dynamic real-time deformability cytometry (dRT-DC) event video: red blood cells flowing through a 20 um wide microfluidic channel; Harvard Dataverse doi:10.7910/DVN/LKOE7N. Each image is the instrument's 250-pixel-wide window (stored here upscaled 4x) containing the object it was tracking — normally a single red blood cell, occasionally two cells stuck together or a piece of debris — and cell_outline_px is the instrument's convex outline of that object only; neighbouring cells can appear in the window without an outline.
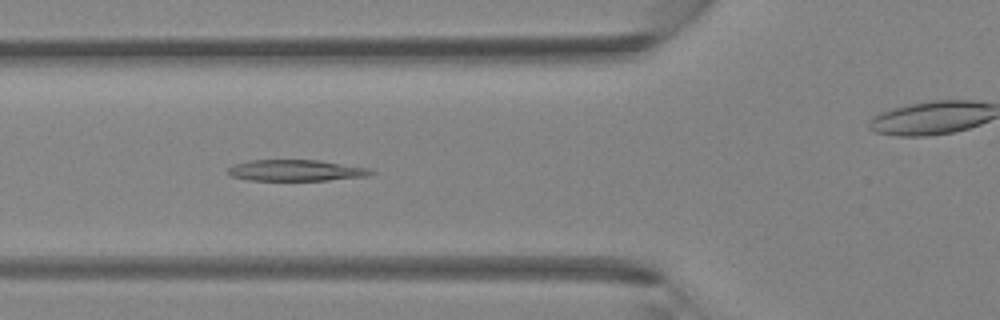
{"species": "Egyptian fruit bat (a non-hibernating species)", "species_latin": "Rousettus aegyptiacus", "temperature_condition": "room temperature", "stored_images_in_passage": 44, "camera_frame_rate_fps": 3000, "um_per_image_px": 0.085, "animal": {"sex": "female"}, "frame": {"image": 1, "passage_image": 15, "time_ms": 4.667, "image_size_px": [1000, 320], "cell_outline_px": [[376, 172], [368, 176], [328, 180], [248, 180], [228, 176], [228, 168], [232, 164], [248, 160], [320, 160], [368, 168]], "centroid_in_image_um": [25.11, 14.48], "position_along_channel_um": 100.7, "area_um2": 17.8}}
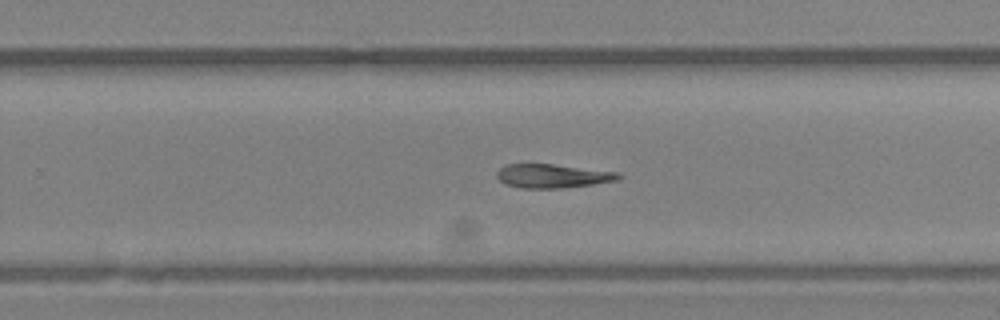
{"frame": {"image": 2, "passage_image": 27, "time_ms": 8.667, "image_size_px": [1000, 320], "cell_outline_px": [[624, 176], [616, 180], [592, 184], [564, 188], [520, 188], [504, 184], [496, 176], [496, 172], [504, 164], [552, 164], [620, 172]], "centroid_in_image_um": [46.96, 14.95], "position_along_channel_um": 282.8, "area_um2": 16.99}}
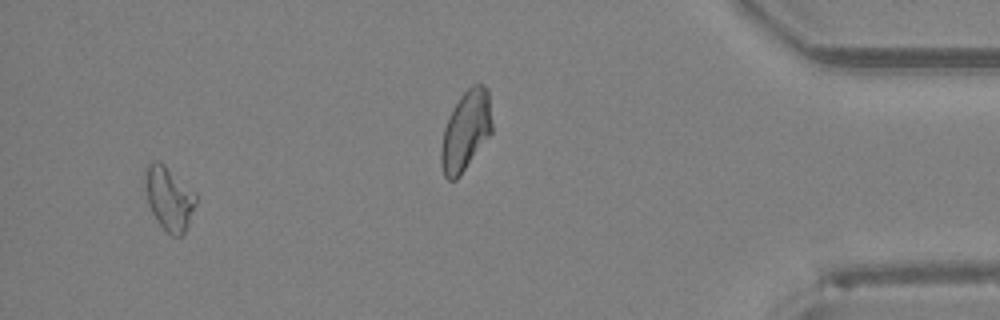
{"frame": {"image": 3, "passage_image": 41, "time_ms": 13.333, "image_size_px": [1000, 320], "cell_outline_px": [[196, 204], [188, 224], [184, 232], [180, 236], [172, 236], [156, 220], [148, 204], [144, 188], [144, 168], [152, 160], [156, 160], [164, 164], [196, 192]], "centroid_in_image_um": [14.34, 16.81], "position_along_channel_um": 420.9, "area_um2": 19.02}}